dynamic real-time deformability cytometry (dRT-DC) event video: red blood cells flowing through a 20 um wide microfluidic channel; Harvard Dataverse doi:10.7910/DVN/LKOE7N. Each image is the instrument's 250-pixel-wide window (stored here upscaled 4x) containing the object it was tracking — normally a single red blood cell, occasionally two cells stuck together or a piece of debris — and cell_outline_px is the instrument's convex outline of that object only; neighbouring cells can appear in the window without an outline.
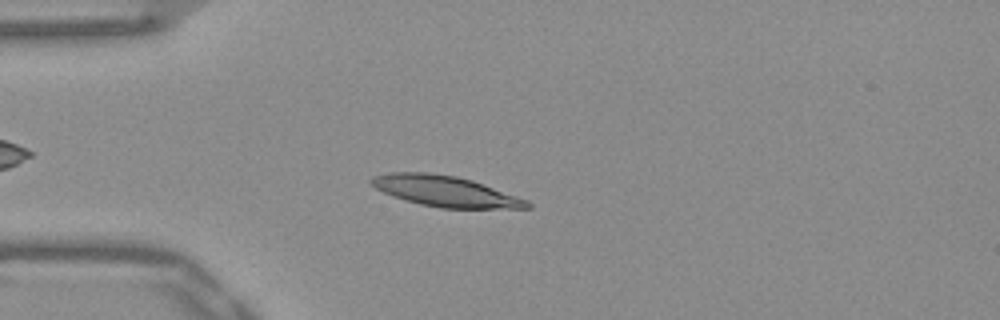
{"species": "Egyptian fruit bat (a non-hibernating species)", "species_latin": "Rousettus aegyptiacus", "temperature_condition": "warm", "stored_images_in_passage": 51, "camera_frame_rate_fps": 3000, "um_per_image_px": 0.085, "frame": {"image": 1, "passage_image": 13, "time_ms": 4.0, "image_size_px": [1000, 320], "cell_outline_px": [[532, 208], [440, 208], [420, 204], [392, 196], [376, 188], [368, 180], [372, 176], [388, 172], [428, 172], [456, 176], [472, 180], [528, 200], [532, 204]], "centroid_in_image_um": [37.83, 16.25], "position_along_channel_um": 47.2, "area_um2": 27.86}}
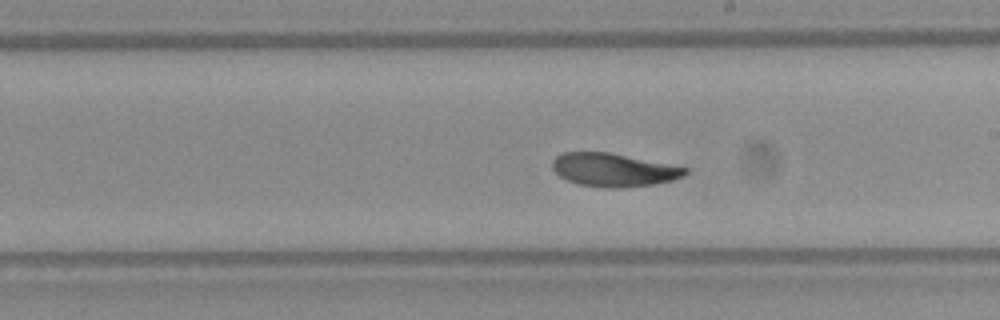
{"frame": {"image": 2, "passage_image": 29, "time_ms": 9.333, "image_size_px": [1000, 320], "cell_outline_px": [[688, 172], [684, 176], [672, 180], [652, 184], [620, 188], [604, 188], [580, 184], [568, 180], [560, 176], [552, 168], [552, 160], [556, 156], [564, 152], [608, 152], [688, 168]], "centroid_in_image_um": [52.13, 14.44], "position_along_channel_um": 236.9, "area_um2": 25.49}}
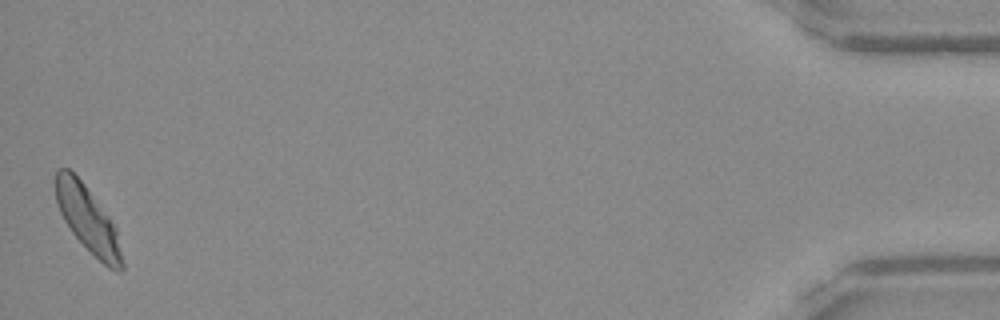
{"frame": {"image": 3, "passage_image": 51, "time_ms": 16.667, "image_size_px": [1000, 320], "cell_outline_px": [[124, 268], [120, 272], [116, 272], [108, 268], [72, 232], [64, 220], [56, 204], [56, 168], [68, 168], [84, 184], [108, 216], [116, 228], [124, 264]], "centroid_in_image_um": [7.47, 18.66], "position_along_channel_um": 427.7, "area_um2": 24.97}, "authors_computed_cell_mechanics": {"area_um2": 26.3568, "velocity_mm_per_s": 3.8637, "shape_relaxation_time_tau1_ms": 3.3117, "shape_relaxation_time_tau2_ms": 3.3165, "deformation_change_tau1": 0.1347, "deformation_change_tau2": 0.0867}}